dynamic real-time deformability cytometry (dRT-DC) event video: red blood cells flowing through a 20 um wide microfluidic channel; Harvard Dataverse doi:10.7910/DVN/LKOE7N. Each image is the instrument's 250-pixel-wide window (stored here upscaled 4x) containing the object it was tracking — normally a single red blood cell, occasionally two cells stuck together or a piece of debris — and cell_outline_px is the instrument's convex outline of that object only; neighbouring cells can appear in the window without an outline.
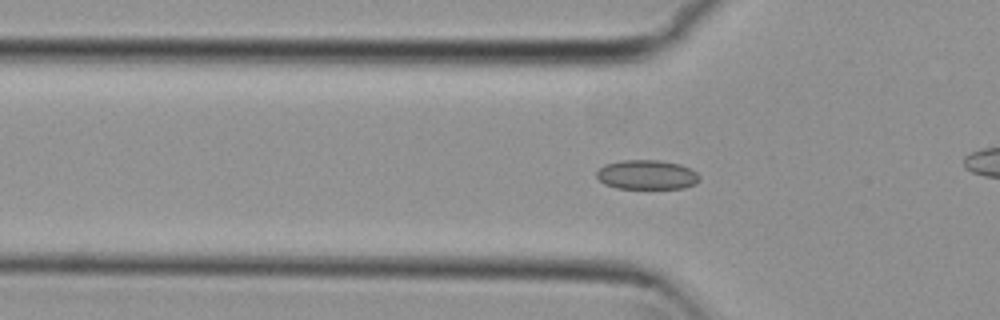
{"species": "common noctule bat (a hibernating species)", "species_latin": "Nyctalus noctula", "temperature_condition": "cold", "stored_images_in_passage": 45, "camera_frame_rate_fps": 3000, "um_per_image_px": 0.085, "animal": {"sex": "female", "body_mass_g": 29.2, "forearm_length_mm": 56.3}, "frame": {"image": 1, "passage_image": 13, "time_ms": 4.0, "image_size_px": [1000, 320], "cell_outline_px": [[700, 180], [696, 184], [684, 188], [616, 188], [604, 184], [596, 176], [596, 172], [604, 164], [620, 160], [660, 160], [680, 164], [696, 172], [700, 176]], "centroid_in_image_um": [54.98, 14.85], "position_along_channel_um": 70.8, "area_um2": 17.74}}
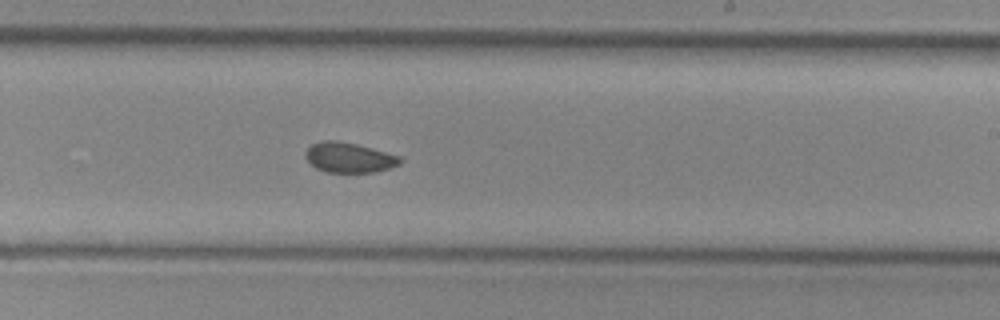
{"frame": {"image": 2, "passage_image": 28, "time_ms": 9.0, "image_size_px": [1000, 320], "cell_outline_px": [[404, 160], [400, 164], [376, 172], [328, 172], [316, 168], [304, 156], [304, 152], [312, 144], [324, 140], [336, 140], [356, 144], [400, 156]], "centroid_in_image_um": [29.67, 13.39], "position_along_channel_um": 259.3, "area_um2": 16.47}}
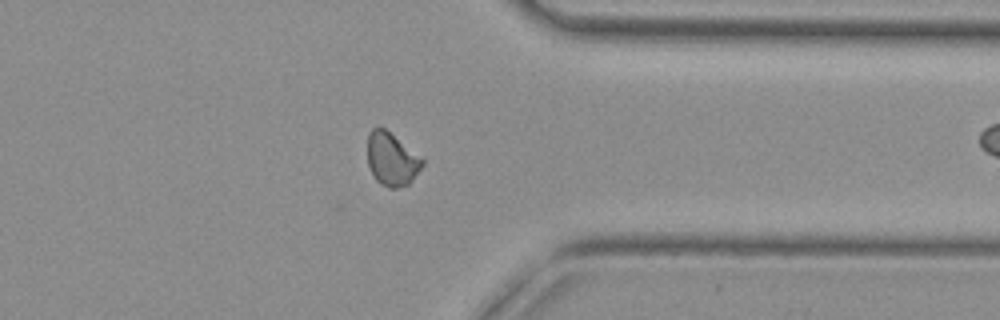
{"frame": {"image": 3, "passage_image": 38, "time_ms": 12.333, "image_size_px": [1000, 320], "cell_outline_px": [[424, 164], [412, 180], [408, 184], [396, 188], [388, 188], [380, 184], [372, 176], [368, 164], [368, 132], [372, 128], [384, 128], [424, 160]], "centroid_in_image_um": [33.27, 13.56], "position_along_channel_um": 378.1, "area_um2": 16.76}}